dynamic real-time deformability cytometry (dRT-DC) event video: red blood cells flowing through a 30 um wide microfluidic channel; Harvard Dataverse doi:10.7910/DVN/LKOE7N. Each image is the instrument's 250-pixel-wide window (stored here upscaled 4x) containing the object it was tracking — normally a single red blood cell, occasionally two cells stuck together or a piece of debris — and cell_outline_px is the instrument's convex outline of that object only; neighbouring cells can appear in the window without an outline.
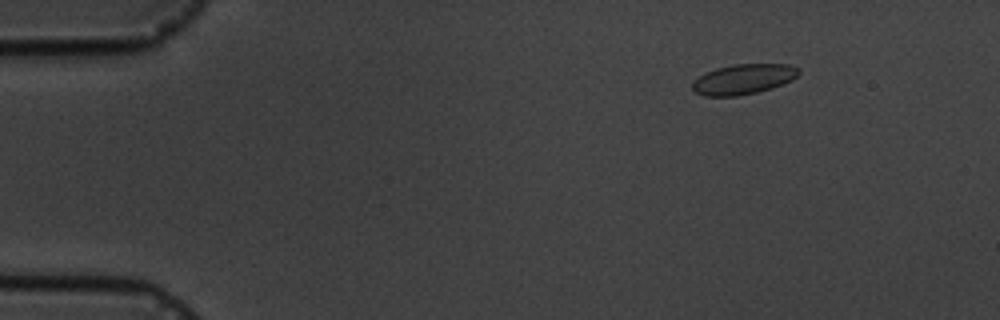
{"species": "common noctule bat (a hibernating species)", "species_latin": "Nyctalus noctula", "temperature_condition": "cold", "stored_images_in_passage": 8, "camera_frame_rate_fps": 3000, "um_per_image_px": 0.085, "animal": {"sex": "male", "body_mass_g": 19.5, "forearm_length_mm": 54.6}, "frame": {"image": 1, "passage_image": 2, "time_ms": 1.0, "image_size_px": [1000, 320], "cell_outline_px": [[800, 72], [792, 80], [772, 88], [756, 92], [736, 96], [704, 96], [696, 92], [692, 88], [692, 80], [716, 68], [732, 64], [788, 64], [800, 68]], "centroid_in_image_um": [63.19, 6.72], "position_along_channel_um": 21.8, "area_um2": 18.67}}
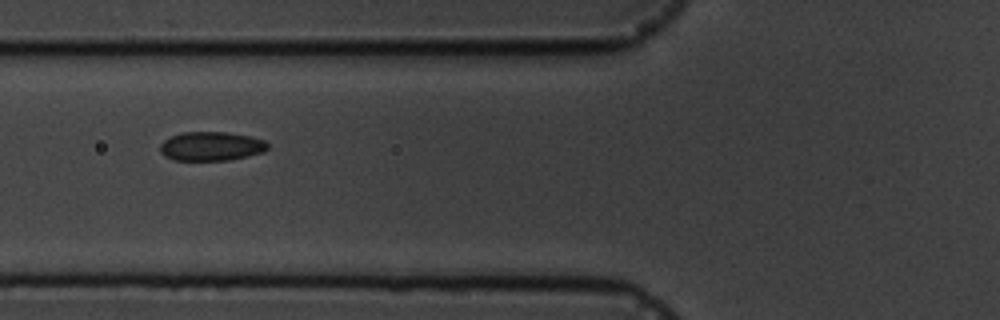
{"frame": {"image": 2, "passage_image": 6, "time_ms": 5.667, "image_size_px": [1000, 320], "cell_outline_px": [[268, 148], [264, 152], [248, 156], [228, 160], [172, 160], [164, 156], [160, 152], [160, 144], [164, 140], [180, 132], [228, 132], [252, 136], [264, 140], [268, 144]], "centroid_in_image_um": [17.95, 12.43], "position_along_channel_um": 107.8, "area_um2": 18.38}}
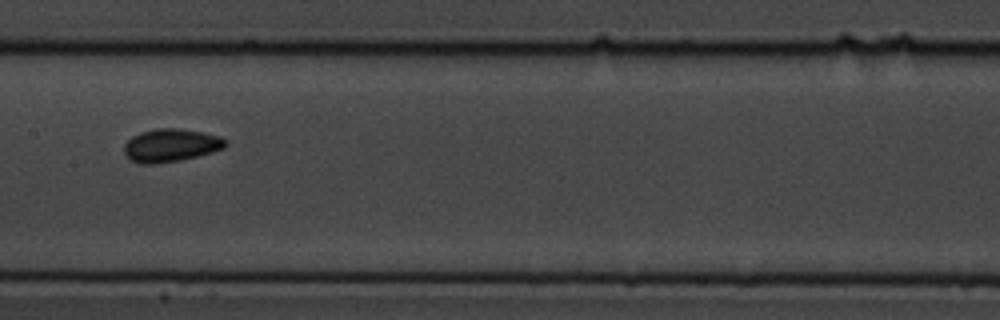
{"frame": {"image": 3, "passage_image": 8, "time_ms": 8.0, "image_size_px": [1000, 320], "cell_outline_px": [[228, 144], [224, 148], [212, 152], [180, 160], [156, 164], [140, 164], [132, 160], [124, 152], [124, 144], [132, 136], [140, 132], [156, 128], [176, 128], [200, 132], [220, 136], [228, 140]], "centroid_in_image_um": [14.52, 12.35], "position_along_channel_um": 192.9, "area_um2": 19.48}}